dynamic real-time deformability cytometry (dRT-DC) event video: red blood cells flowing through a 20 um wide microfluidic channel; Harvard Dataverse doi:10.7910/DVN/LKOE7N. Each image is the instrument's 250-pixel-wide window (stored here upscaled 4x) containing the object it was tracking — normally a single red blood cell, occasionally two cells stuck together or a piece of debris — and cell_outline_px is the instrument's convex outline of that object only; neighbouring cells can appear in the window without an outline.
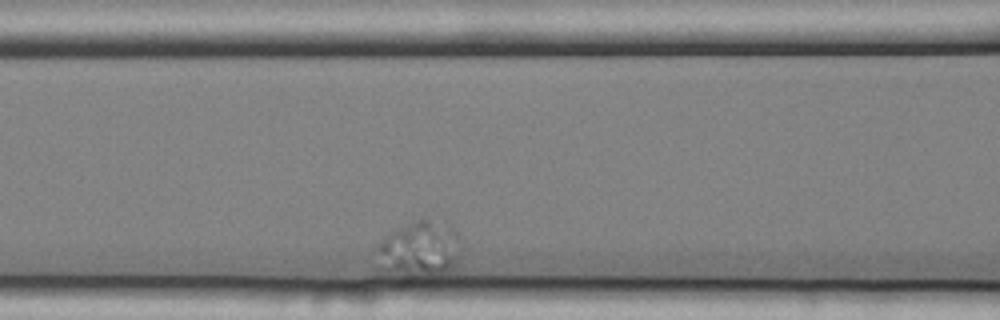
{"species": "common noctule bat (a hibernating species)", "species_latin": "Nyctalus noctula", "temperature_condition": "cold", "stored_images_in_passage": 9, "camera_frame_rate_fps": 3000, "um_per_image_px": 0.085, "animal": {"sex": "female", "body_mass_g": 25.1}, "frame": {"image": 1, "passage_image": 3, "time_ms": 0.667, "image_size_px": [1000, 320], "cell_outline_px": [[460, 260], [452, 268], [440, 272], [424, 272], [388, 268], [380, 248], [380, 244], [396, 228], [424, 216], [452, 228], [456, 232]], "centroid_in_image_um": [35.83, 20.99], "position_along_channel_um": 130.8, "area_um2": 24.39}}
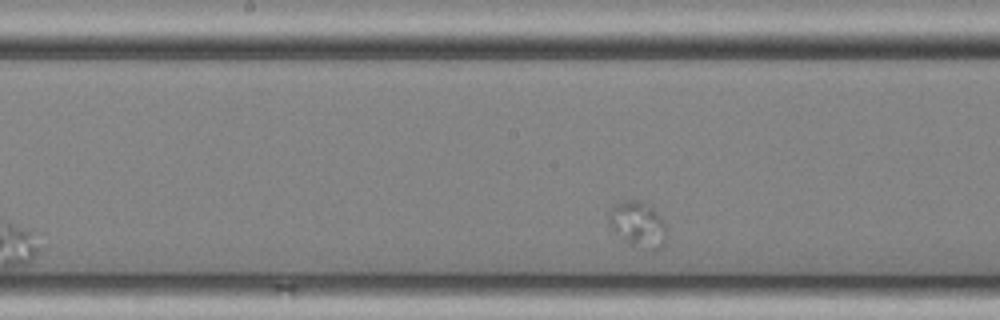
{"frame": {"image": 2, "passage_image": 6, "time_ms": 1.667, "image_size_px": [1000, 320], "cell_outline_px": [[668, 236], [664, 244], [660, 248], [652, 252], [632, 244], [616, 232], [608, 224], [608, 212], [616, 204], [624, 200], [640, 200], [652, 208], [664, 220], [668, 232]], "centroid_in_image_um": [54.28, 19.08], "position_along_channel_um": 193.9, "area_um2": 15.43}}
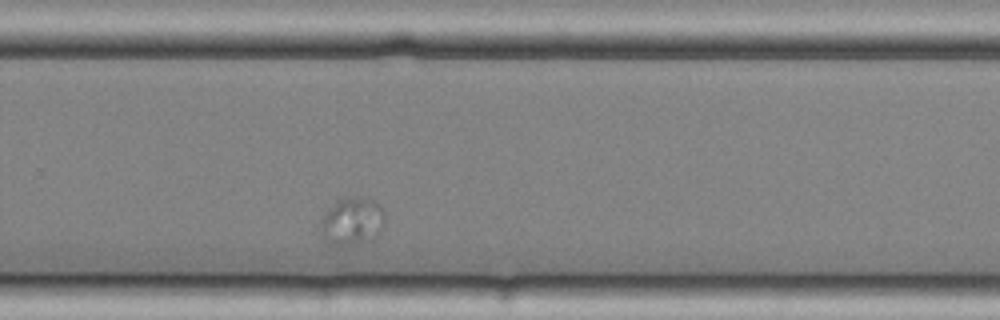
{"frame": {"image": 3, "passage_image": 9, "time_ms": 2.667, "image_size_px": [1000, 320], "cell_outline_px": [[384, 228], [376, 236], [360, 240], [340, 244], [324, 236], [324, 216], [332, 204], [348, 196], [360, 196], [372, 200], [380, 204], [384, 212]], "centroid_in_image_um": [30.05, 18.69], "position_along_channel_um": 299.8, "area_um2": 16.53}}